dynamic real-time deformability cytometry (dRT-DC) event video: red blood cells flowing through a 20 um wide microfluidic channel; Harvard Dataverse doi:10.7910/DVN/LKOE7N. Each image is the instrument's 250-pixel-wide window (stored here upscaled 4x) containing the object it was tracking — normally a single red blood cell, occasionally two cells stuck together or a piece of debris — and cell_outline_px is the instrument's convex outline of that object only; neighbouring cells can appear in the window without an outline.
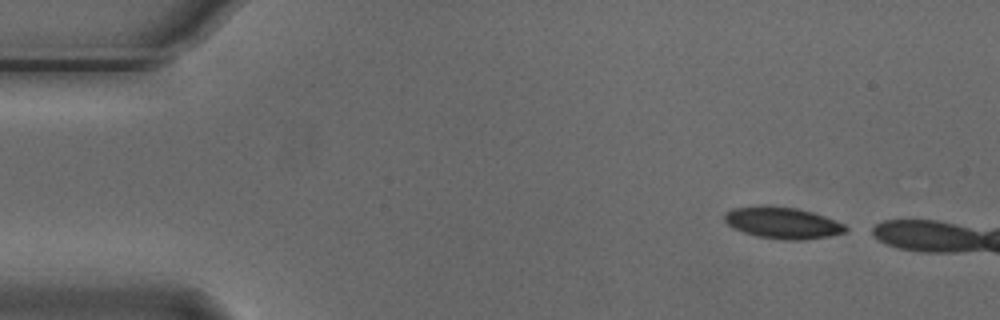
{"species": "Egyptian fruit bat (a non-hibernating species)", "species_latin": "Rousettus aegyptiacus", "temperature_condition": "cold", "stored_images_in_passage": 4, "camera_frame_rate_fps": 3000, "um_per_image_px": 0.085, "animal": {"sex": "male"}, "frame": {"image": 1, "passage_image": 1, "time_ms": 0.0, "image_size_px": [1000, 320], "cell_outline_px": [[848, 232], [832, 236], [804, 240], [784, 240], [756, 236], [732, 228], [724, 220], [724, 212], [732, 208], [760, 204], [796, 208], [812, 212], [824, 216], [844, 224], [848, 228]], "centroid_in_image_um": [66.5, 18.94], "position_along_channel_um": 18.5, "area_um2": 22.66}}